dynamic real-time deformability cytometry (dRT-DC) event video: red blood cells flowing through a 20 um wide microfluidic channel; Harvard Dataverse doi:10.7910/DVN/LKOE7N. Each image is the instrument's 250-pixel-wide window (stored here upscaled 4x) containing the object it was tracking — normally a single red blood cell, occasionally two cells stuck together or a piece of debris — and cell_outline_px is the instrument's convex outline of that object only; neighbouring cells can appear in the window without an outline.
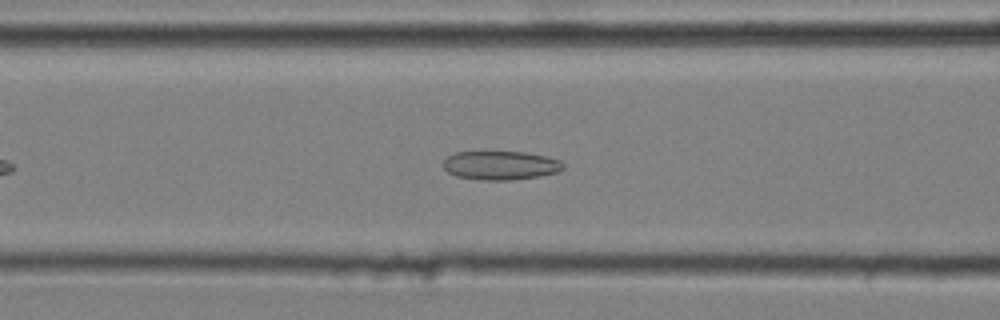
{"species": "common noctule bat (a hibernating species)", "species_latin": "Nyctalus noctula", "temperature_condition": "cold", "stored_images_in_passage": 44, "camera_frame_rate_fps": 3000, "um_per_image_px": 0.085, "animal": {"sex": "male", "body_mass_g": 20.4}, "frame": {"image": 1, "passage_image": 13, "time_ms": 4.0, "image_size_px": [1000, 320], "cell_outline_px": [[564, 168], [556, 172], [540, 176], [512, 180], [480, 180], [456, 176], [448, 172], [444, 168], [444, 160], [448, 156], [456, 152], [524, 152], [544, 156], [560, 160], [564, 164]], "centroid_in_image_um": [42.54, 14.06], "position_along_channel_um": 124.1, "area_um2": 20.06}}
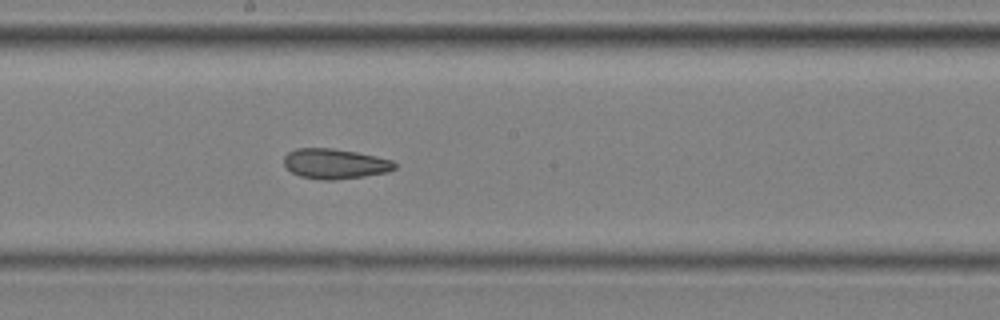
{"frame": {"image": 2, "passage_image": 21, "time_ms": 6.667, "image_size_px": [1000, 320], "cell_outline_px": [[396, 168], [388, 172], [364, 176], [336, 180], [320, 180], [300, 176], [292, 172], [284, 164], [284, 156], [288, 152], [296, 148], [332, 148], [356, 152], [376, 156], [392, 160], [396, 164]], "centroid_in_image_um": [28.47, 13.92], "position_along_channel_um": 219.7, "area_um2": 19.48}}
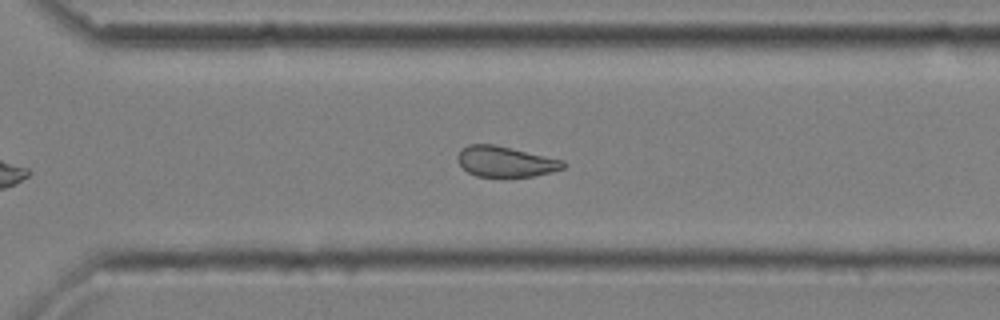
{"frame": {"image": 3, "passage_image": 30, "time_ms": 9.667, "image_size_px": [1000, 320], "cell_outline_px": [[568, 164], [564, 168], [532, 176], [476, 176], [468, 172], [460, 164], [456, 156], [460, 148], [468, 144], [492, 144], [564, 160]], "centroid_in_image_um": [42.94, 13.72], "position_along_channel_um": 327.7, "area_um2": 18.61}, "authors_computed_cell_mechanics": {"area_um2": 20.1144, "velocity_mm_per_s": 3.6037, "shape_relaxation_time_tau1_ms": null, "shape_relaxation_time_tau2_ms": 3.4482, "deformation_change_tau1": null, "deformation_change_tau2": 0.1067}}